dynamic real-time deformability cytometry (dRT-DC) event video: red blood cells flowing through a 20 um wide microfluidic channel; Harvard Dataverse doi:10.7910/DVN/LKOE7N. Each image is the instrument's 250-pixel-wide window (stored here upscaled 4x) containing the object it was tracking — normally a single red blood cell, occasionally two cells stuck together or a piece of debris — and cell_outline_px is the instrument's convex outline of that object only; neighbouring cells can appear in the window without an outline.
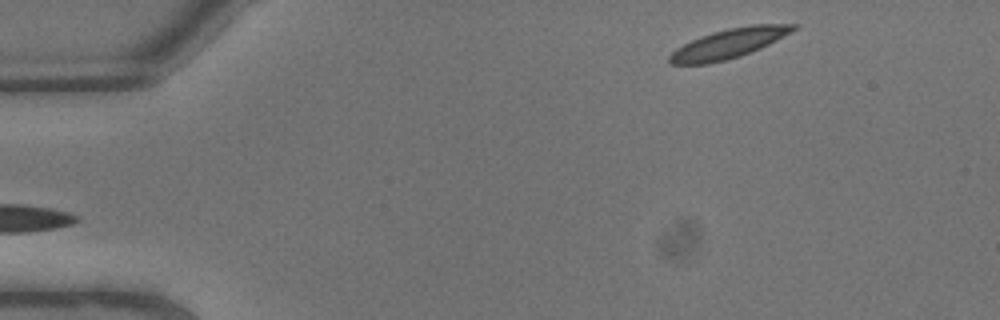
{"species": "common noctule bat (a hibernating species)", "species_latin": "Nyctalus noctula", "temperature_condition": "warm", "stored_images_in_passage": 3, "camera_frame_rate_fps": 3000, "um_per_image_px": 0.085, "animal": {"sex": "male", "body_mass_g": 13.3}, "frame": {"image": 1, "passage_image": 3, "time_ms": 0.667, "image_size_px": [1000, 320], "cell_outline_px": [[800, 24], [792, 32], [760, 48], [740, 56], [708, 64], [668, 64], [668, 56], [676, 48], [700, 36], [728, 28], [752, 24]], "centroid_in_image_um": [61.93, 3.7], "position_along_channel_um": 23.1, "area_um2": 21.15}}